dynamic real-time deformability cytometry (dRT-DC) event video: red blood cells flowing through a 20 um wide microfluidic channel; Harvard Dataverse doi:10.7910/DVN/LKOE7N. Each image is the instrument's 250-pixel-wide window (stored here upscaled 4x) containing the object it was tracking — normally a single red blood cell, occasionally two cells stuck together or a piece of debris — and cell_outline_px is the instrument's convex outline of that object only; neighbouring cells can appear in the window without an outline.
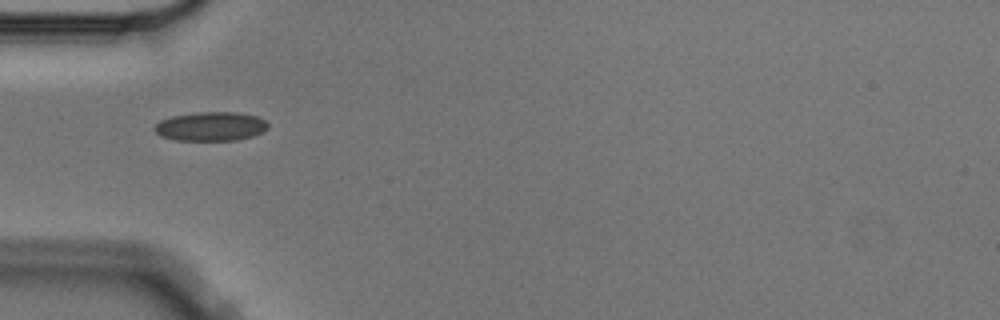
{"species": "Egyptian fruit bat (a non-hibernating species)", "species_latin": "Rousettus aegyptiacus", "temperature_condition": "cold", "stored_images_in_passage": 5, "camera_frame_rate_fps": 3000, "um_per_image_px": 0.085, "animal": {"sex": "male"}, "frame": {"image": 1, "passage_image": 1, "time_ms": 0.0, "image_size_px": [1000, 320], "cell_outline_px": [[268, 128], [252, 136], [236, 140], [176, 140], [160, 136], [152, 128], [160, 120], [172, 116], [196, 112], [236, 112], [256, 116], [264, 120], [268, 124]], "centroid_in_image_um": [17.88, 10.74], "position_along_channel_um": 67.1, "area_um2": 19.13}}
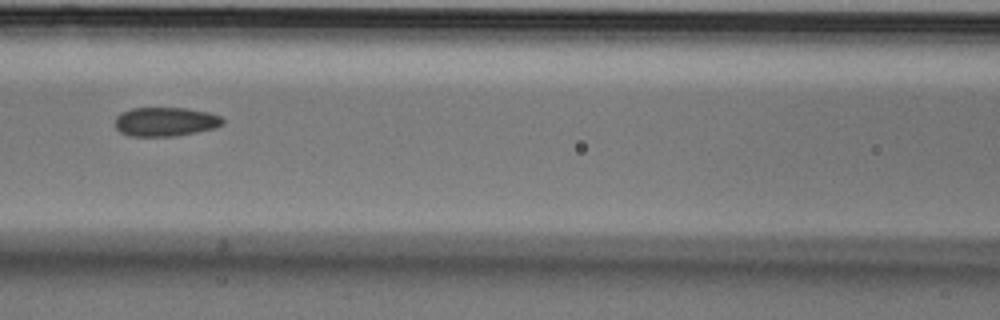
{"frame": {"image": 2, "passage_image": 3, "time_ms": 0.667, "image_size_px": [1000, 320], "cell_outline_px": [[224, 124], [216, 128], [176, 136], [128, 136], [120, 132], [116, 128], [116, 116], [120, 112], [132, 108], [188, 108], [208, 112], [220, 116], [224, 120]], "centroid_in_image_um": [14.07, 10.34], "position_along_channel_um": 152.5, "area_um2": 18.38}}
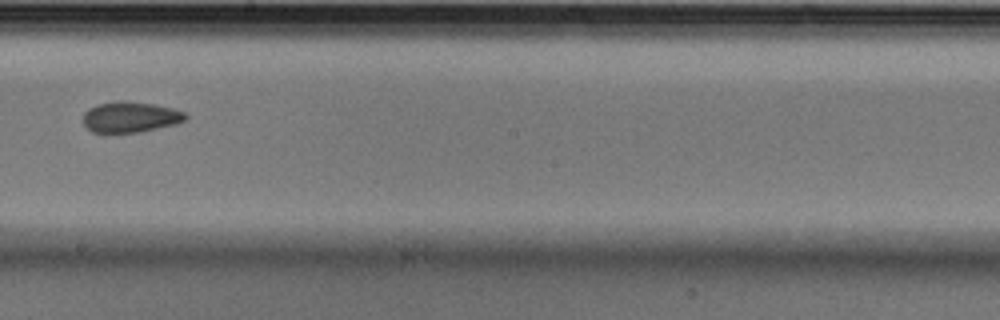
{"frame": {"image": 3, "passage_image": 5, "time_ms": 1.333, "image_size_px": [1000, 320], "cell_outline_px": [[188, 116], [184, 120], [176, 124], [140, 132], [92, 132], [84, 124], [84, 112], [88, 108], [96, 104], [120, 100], [124, 100], [152, 104], [172, 108], [184, 112]], "centroid_in_image_um": [11.07, 9.93], "position_along_channel_um": 237.1, "area_um2": 18.26}}